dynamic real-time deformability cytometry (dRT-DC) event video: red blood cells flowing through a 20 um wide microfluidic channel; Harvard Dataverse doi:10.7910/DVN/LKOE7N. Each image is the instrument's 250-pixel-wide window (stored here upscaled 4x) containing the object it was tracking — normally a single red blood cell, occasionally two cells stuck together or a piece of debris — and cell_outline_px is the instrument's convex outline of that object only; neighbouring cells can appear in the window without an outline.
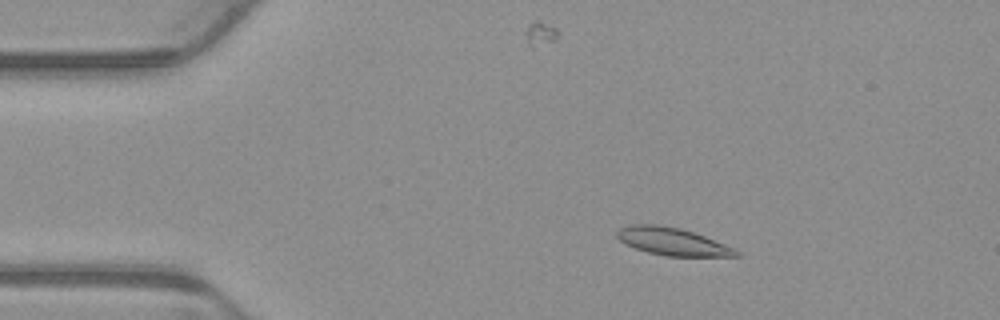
{"species": "common noctule bat (a hibernating species)", "species_latin": "Nyctalus noctula", "temperature_condition": "warm", "stored_images_in_passage": 8, "camera_frame_rate_fps": 3000, "um_per_image_px": 0.085, "animal": {"sex": "male", "body_mass_g": 23.1, "forearm_length_mm": 52.7}, "frame": {"image": 1, "passage_image": 2, "time_ms": 0.333, "image_size_px": [1000, 320], "cell_outline_px": [[740, 256], [664, 256], [648, 252], [624, 244], [616, 236], [616, 232], [620, 228], [632, 224], [656, 224], [680, 228], [704, 236], [736, 248], [740, 252]], "centroid_in_image_um": [57.15, 20.53], "position_along_channel_um": 27.8, "area_um2": 19.13}}
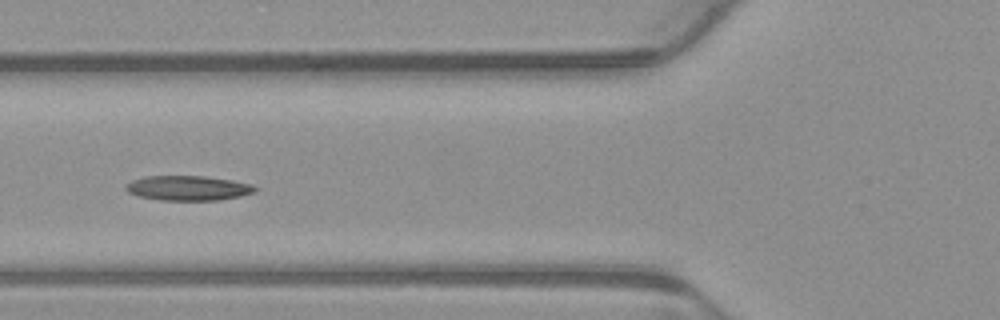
{"frame": {"image": 2, "passage_image": 5, "time_ms": 1.333, "image_size_px": [1000, 320], "cell_outline_px": [[260, 188], [256, 192], [240, 196], [220, 200], [160, 200], [140, 196], [128, 192], [124, 188], [124, 184], [132, 180], [144, 176], [204, 176], [232, 180], [252, 184]], "centroid_in_image_um": [16.01, 15.98], "position_along_channel_um": 109.8, "area_um2": 18.84}}
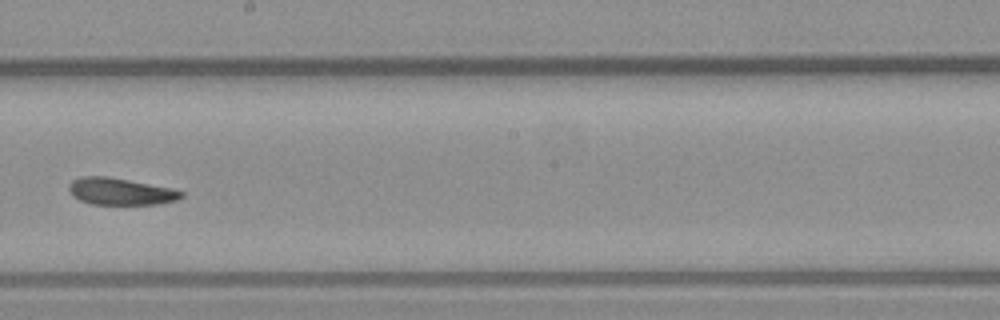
{"frame": {"image": 3, "passage_image": 8, "time_ms": 2.333, "image_size_px": [1000, 320], "cell_outline_px": [[184, 196], [176, 200], [156, 204], [92, 204], [80, 200], [72, 196], [68, 188], [68, 184], [72, 180], [80, 176], [108, 176], [172, 188], [184, 192]], "centroid_in_image_um": [10.21, 16.26], "position_along_channel_um": 238.0, "area_um2": 17.69}}